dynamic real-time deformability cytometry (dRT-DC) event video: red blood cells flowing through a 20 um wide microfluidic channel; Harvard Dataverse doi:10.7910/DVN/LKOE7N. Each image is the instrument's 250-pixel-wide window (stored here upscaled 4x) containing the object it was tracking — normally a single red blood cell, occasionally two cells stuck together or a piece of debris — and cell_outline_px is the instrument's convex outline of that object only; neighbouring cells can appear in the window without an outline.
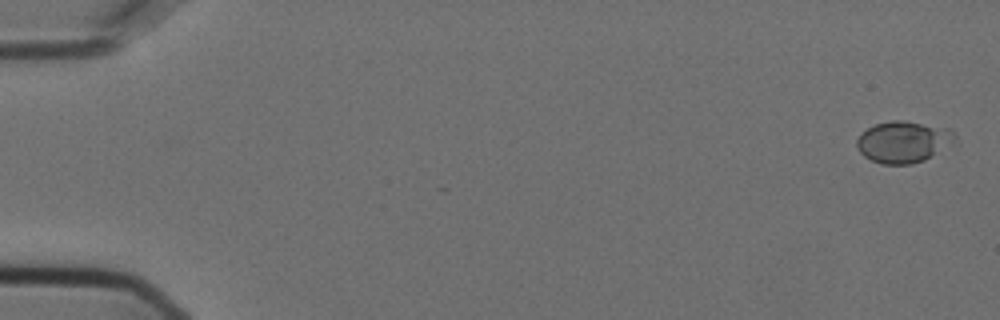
{"species": "Egyptian fruit bat (a non-hibernating species)", "species_latin": "Rousettus aegyptiacus", "temperature_condition": "cold", "stored_images_in_passage": 14, "camera_frame_rate_fps": 3000, "um_per_image_px": 0.085, "animal": {"sex": "female"}, "frame": {"image": 1, "passage_image": 2, "time_ms": 0.333, "image_size_px": [1000, 320], "cell_outline_px": [[956, 140], [952, 144], [924, 160], [912, 164], [880, 164], [864, 156], [856, 148], [856, 140], [868, 128], [876, 124], [892, 120], [904, 120], [952, 128], [956, 132]], "centroid_in_image_um": [76.82, 12.05], "position_along_channel_um": 8.2, "area_um2": 23.93}}